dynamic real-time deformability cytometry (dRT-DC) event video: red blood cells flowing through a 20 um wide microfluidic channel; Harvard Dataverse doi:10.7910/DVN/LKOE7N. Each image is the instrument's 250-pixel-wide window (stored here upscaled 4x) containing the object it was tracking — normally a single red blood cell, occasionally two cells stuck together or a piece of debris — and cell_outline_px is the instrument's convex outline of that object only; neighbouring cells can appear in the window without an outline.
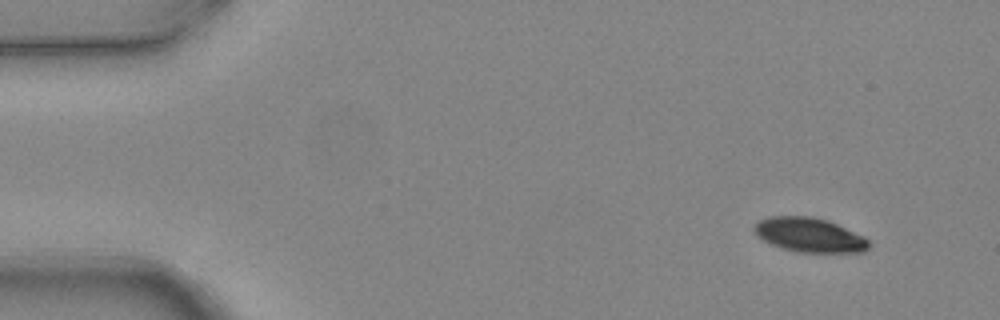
{"species": "common noctule bat (a hibernating species)", "species_latin": "Nyctalus noctula", "temperature_condition": "warm", "stored_images_in_passage": 5, "segment_of_instrument_passage": [2, 2], "camera_frame_rate_fps": 3000, "um_per_image_px": 0.085, "animal": {"sex": "female", "body_mass_g": 24.6, "forearm_length_mm": 56.2}, "frame": {"image": 1, "passage_image": 5, "time_ms": 1.333, "image_size_px": [1000, 320], "cell_outline_px": [[868, 248], [864, 252], [800, 252], [784, 248], [772, 244], [764, 240], [752, 228], [760, 220], [768, 216], [812, 216], [828, 220], [864, 236], [868, 240]], "centroid_in_image_um": [68.82, 19.96], "position_along_channel_um": 16.2, "area_um2": 22.66}}